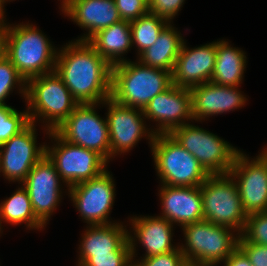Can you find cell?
Returning a JSON list of instances; mask_svg holds the SVG:
<instances>
[{"label": "cell", "mask_w": 267, "mask_h": 266, "mask_svg": "<svg viewBox=\"0 0 267 266\" xmlns=\"http://www.w3.org/2000/svg\"><path fill=\"white\" fill-rule=\"evenodd\" d=\"M131 221L135 237L146 248L144 258L177 249L171 244L173 225L166 218L135 217Z\"/></svg>", "instance_id": "7402d4cb"}, {"label": "cell", "mask_w": 267, "mask_h": 266, "mask_svg": "<svg viewBox=\"0 0 267 266\" xmlns=\"http://www.w3.org/2000/svg\"><path fill=\"white\" fill-rule=\"evenodd\" d=\"M170 135L209 175L229 174L240 152L217 135L188 123L174 129Z\"/></svg>", "instance_id": "ba28073f"}, {"label": "cell", "mask_w": 267, "mask_h": 266, "mask_svg": "<svg viewBox=\"0 0 267 266\" xmlns=\"http://www.w3.org/2000/svg\"><path fill=\"white\" fill-rule=\"evenodd\" d=\"M266 156H267V148L266 150L264 149V151H262Z\"/></svg>", "instance_id": "ab89813d"}, {"label": "cell", "mask_w": 267, "mask_h": 266, "mask_svg": "<svg viewBox=\"0 0 267 266\" xmlns=\"http://www.w3.org/2000/svg\"><path fill=\"white\" fill-rule=\"evenodd\" d=\"M104 104L109 106L107 123L110 137V158L119 152H127L147 132L143 110L127 107L115 102L112 98L106 99ZM136 109V110H135ZM138 111V112H137Z\"/></svg>", "instance_id": "e0dca14e"}, {"label": "cell", "mask_w": 267, "mask_h": 266, "mask_svg": "<svg viewBox=\"0 0 267 266\" xmlns=\"http://www.w3.org/2000/svg\"><path fill=\"white\" fill-rule=\"evenodd\" d=\"M188 49L184 42L171 76L173 85L190 89L211 80L216 61V42Z\"/></svg>", "instance_id": "ac0fdd59"}, {"label": "cell", "mask_w": 267, "mask_h": 266, "mask_svg": "<svg viewBox=\"0 0 267 266\" xmlns=\"http://www.w3.org/2000/svg\"><path fill=\"white\" fill-rule=\"evenodd\" d=\"M186 247L180 246L188 265L214 266L224 261L237 247L239 237L231 228L199 221L183 226Z\"/></svg>", "instance_id": "8992f818"}, {"label": "cell", "mask_w": 267, "mask_h": 266, "mask_svg": "<svg viewBox=\"0 0 267 266\" xmlns=\"http://www.w3.org/2000/svg\"><path fill=\"white\" fill-rule=\"evenodd\" d=\"M16 83H18L19 86H22L20 88V90L22 89L20 92L23 93L24 97L26 98L25 85L27 82L18 73L12 62L5 56L0 59V106L6 105L4 100L7 98L13 87H15L14 85Z\"/></svg>", "instance_id": "f546056e"}, {"label": "cell", "mask_w": 267, "mask_h": 266, "mask_svg": "<svg viewBox=\"0 0 267 266\" xmlns=\"http://www.w3.org/2000/svg\"><path fill=\"white\" fill-rule=\"evenodd\" d=\"M183 43V37L168 23L155 43L140 54L139 61L146 66L172 73Z\"/></svg>", "instance_id": "cb8c5ba5"}, {"label": "cell", "mask_w": 267, "mask_h": 266, "mask_svg": "<svg viewBox=\"0 0 267 266\" xmlns=\"http://www.w3.org/2000/svg\"><path fill=\"white\" fill-rule=\"evenodd\" d=\"M28 110L17 112L8 105L0 106V146L30 124Z\"/></svg>", "instance_id": "83f0119b"}, {"label": "cell", "mask_w": 267, "mask_h": 266, "mask_svg": "<svg viewBox=\"0 0 267 266\" xmlns=\"http://www.w3.org/2000/svg\"><path fill=\"white\" fill-rule=\"evenodd\" d=\"M3 6V0H0V14L4 15Z\"/></svg>", "instance_id": "74e56055"}, {"label": "cell", "mask_w": 267, "mask_h": 266, "mask_svg": "<svg viewBox=\"0 0 267 266\" xmlns=\"http://www.w3.org/2000/svg\"><path fill=\"white\" fill-rule=\"evenodd\" d=\"M56 56L57 51L48 38L33 25H8L6 57L26 82L54 72Z\"/></svg>", "instance_id": "3957f363"}, {"label": "cell", "mask_w": 267, "mask_h": 266, "mask_svg": "<svg viewBox=\"0 0 267 266\" xmlns=\"http://www.w3.org/2000/svg\"><path fill=\"white\" fill-rule=\"evenodd\" d=\"M172 85L171 72L125 60L112 66L111 96L127 107L144 109Z\"/></svg>", "instance_id": "7a4b0ae2"}, {"label": "cell", "mask_w": 267, "mask_h": 266, "mask_svg": "<svg viewBox=\"0 0 267 266\" xmlns=\"http://www.w3.org/2000/svg\"><path fill=\"white\" fill-rule=\"evenodd\" d=\"M2 220L11 224L25 222L28 228L44 227L34 214L28 192L23 186L0 204V229Z\"/></svg>", "instance_id": "484cf974"}, {"label": "cell", "mask_w": 267, "mask_h": 266, "mask_svg": "<svg viewBox=\"0 0 267 266\" xmlns=\"http://www.w3.org/2000/svg\"><path fill=\"white\" fill-rule=\"evenodd\" d=\"M239 152L229 171L238 187L247 215L267 211V156L260 153L254 160ZM236 178L238 179L236 181Z\"/></svg>", "instance_id": "8fae6325"}, {"label": "cell", "mask_w": 267, "mask_h": 266, "mask_svg": "<svg viewBox=\"0 0 267 266\" xmlns=\"http://www.w3.org/2000/svg\"><path fill=\"white\" fill-rule=\"evenodd\" d=\"M122 20L133 21L149 12L148 0H114Z\"/></svg>", "instance_id": "1f68e13d"}, {"label": "cell", "mask_w": 267, "mask_h": 266, "mask_svg": "<svg viewBox=\"0 0 267 266\" xmlns=\"http://www.w3.org/2000/svg\"><path fill=\"white\" fill-rule=\"evenodd\" d=\"M168 24L163 18L148 12L130 22L132 44H136L140 55L157 40L162 29Z\"/></svg>", "instance_id": "4316f807"}, {"label": "cell", "mask_w": 267, "mask_h": 266, "mask_svg": "<svg viewBox=\"0 0 267 266\" xmlns=\"http://www.w3.org/2000/svg\"><path fill=\"white\" fill-rule=\"evenodd\" d=\"M57 141L55 147L46 146V155L54 163L61 180L69 187L98 177L108 163L97 152L63 140L55 131H49Z\"/></svg>", "instance_id": "9c48e42d"}, {"label": "cell", "mask_w": 267, "mask_h": 266, "mask_svg": "<svg viewBox=\"0 0 267 266\" xmlns=\"http://www.w3.org/2000/svg\"><path fill=\"white\" fill-rule=\"evenodd\" d=\"M87 42L111 66L122 63L125 60L121 58V55L132 46L130 22L120 20L98 31Z\"/></svg>", "instance_id": "603a6c76"}, {"label": "cell", "mask_w": 267, "mask_h": 266, "mask_svg": "<svg viewBox=\"0 0 267 266\" xmlns=\"http://www.w3.org/2000/svg\"><path fill=\"white\" fill-rule=\"evenodd\" d=\"M237 86L218 85L211 81L190 88L194 120L237 109L245 104L246 98Z\"/></svg>", "instance_id": "d6986e66"}, {"label": "cell", "mask_w": 267, "mask_h": 266, "mask_svg": "<svg viewBox=\"0 0 267 266\" xmlns=\"http://www.w3.org/2000/svg\"><path fill=\"white\" fill-rule=\"evenodd\" d=\"M238 242L267 246V211L249 214Z\"/></svg>", "instance_id": "f1b7e54d"}, {"label": "cell", "mask_w": 267, "mask_h": 266, "mask_svg": "<svg viewBox=\"0 0 267 266\" xmlns=\"http://www.w3.org/2000/svg\"><path fill=\"white\" fill-rule=\"evenodd\" d=\"M68 1H69V0H63V1H62V3H63L62 6H64Z\"/></svg>", "instance_id": "f35d334b"}, {"label": "cell", "mask_w": 267, "mask_h": 266, "mask_svg": "<svg viewBox=\"0 0 267 266\" xmlns=\"http://www.w3.org/2000/svg\"><path fill=\"white\" fill-rule=\"evenodd\" d=\"M238 247L249 258L252 266H267V246L253 242H238Z\"/></svg>", "instance_id": "e575fe53"}, {"label": "cell", "mask_w": 267, "mask_h": 266, "mask_svg": "<svg viewBox=\"0 0 267 266\" xmlns=\"http://www.w3.org/2000/svg\"><path fill=\"white\" fill-rule=\"evenodd\" d=\"M134 263V266H187L188 263L181 252L180 247L172 252L153 255L143 258L141 262Z\"/></svg>", "instance_id": "4dcf8cb0"}, {"label": "cell", "mask_w": 267, "mask_h": 266, "mask_svg": "<svg viewBox=\"0 0 267 266\" xmlns=\"http://www.w3.org/2000/svg\"><path fill=\"white\" fill-rule=\"evenodd\" d=\"M225 266H252L246 254L237 247L225 260Z\"/></svg>", "instance_id": "d590c367"}, {"label": "cell", "mask_w": 267, "mask_h": 266, "mask_svg": "<svg viewBox=\"0 0 267 266\" xmlns=\"http://www.w3.org/2000/svg\"><path fill=\"white\" fill-rule=\"evenodd\" d=\"M149 131L154 162L163 185L178 187L201 186L209 174L198 160L184 149L170 134Z\"/></svg>", "instance_id": "277c9868"}, {"label": "cell", "mask_w": 267, "mask_h": 266, "mask_svg": "<svg viewBox=\"0 0 267 266\" xmlns=\"http://www.w3.org/2000/svg\"><path fill=\"white\" fill-rule=\"evenodd\" d=\"M62 11L89 31L78 41H88L98 31L122 20L114 0H69L62 6Z\"/></svg>", "instance_id": "44dd1931"}, {"label": "cell", "mask_w": 267, "mask_h": 266, "mask_svg": "<svg viewBox=\"0 0 267 266\" xmlns=\"http://www.w3.org/2000/svg\"><path fill=\"white\" fill-rule=\"evenodd\" d=\"M96 104H79L55 130L68 143L93 150L107 162L110 159V137L107 119L94 110Z\"/></svg>", "instance_id": "30bf717a"}, {"label": "cell", "mask_w": 267, "mask_h": 266, "mask_svg": "<svg viewBox=\"0 0 267 266\" xmlns=\"http://www.w3.org/2000/svg\"><path fill=\"white\" fill-rule=\"evenodd\" d=\"M124 228L119 223L90 225L82 236L78 265L95 255H132L133 260L135 240Z\"/></svg>", "instance_id": "2e32d148"}, {"label": "cell", "mask_w": 267, "mask_h": 266, "mask_svg": "<svg viewBox=\"0 0 267 266\" xmlns=\"http://www.w3.org/2000/svg\"><path fill=\"white\" fill-rule=\"evenodd\" d=\"M132 255H95L81 266H132Z\"/></svg>", "instance_id": "836d02e7"}, {"label": "cell", "mask_w": 267, "mask_h": 266, "mask_svg": "<svg viewBox=\"0 0 267 266\" xmlns=\"http://www.w3.org/2000/svg\"><path fill=\"white\" fill-rule=\"evenodd\" d=\"M60 175L54 163L44 155L22 182L36 217L45 225L60 200Z\"/></svg>", "instance_id": "5bb4252c"}, {"label": "cell", "mask_w": 267, "mask_h": 266, "mask_svg": "<svg viewBox=\"0 0 267 266\" xmlns=\"http://www.w3.org/2000/svg\"><path fill=\"white\" fill-rule=\"evenodd\" d=\"M163 218L180 223L181 227L203 220L201 186L178 187L163 185L160 190Z\"/></svg>", "instance_id": "ffe728a7"}, {"label": "cell", "mask_w": 267, "mask_h": 266, "mask_svg": "<svg viewBox=\"0 0 267 266\" xmlns=\"http://www.w3.org/2000/svg\"><path fill=\"white\" fill-rule=\"evenodd\" d=\"M34 123L0 146L1 172L9 181L23 182L33 166L46 155V146H36Z\"/></svg>", "instance_id": "4fadbf2b"}, {"label": "cell", "mask_w": 267, "mask_h": 266, "mask_svg": "<svg viewBox=\"0 0 267 266\" xmlns=\"http://www.w3.org/2000/svg\"><path fill=\"white\" fill-rule=\"evenodd\" d=\"M203 220L243 231L248 217L238 187L230 174L209 175L201 185Z\"/></svg>", "instance_id": "52a82bcc"}, {"label": "cell", "mask_w": 267, "mask_h": 266, "mask_svg": "<svg viewBox=\"0 0 267 266\" xmlns=\"http://www.w3.org/2000/svg\"><path fill=\"white\" fill-rule=\"evenodd\" d=\"M145 118L153 119L160 126L154 132L170 134L185 123L184 119H193L192 96L188 88L171 85L164 92L156 95L143 109Z\"/></svg>", "instance_id": "9a60e30c"}, {"label": "cell", "mask_w": 267, "mask_h": 266, "mask_svg": "<svg viewBox=\"0 0 267 266\" xmlns=\"http://www.w3.org/2000/svg\"><path fill=\"white\" fill-rule=\"evenodd\" d=\"M3 14H0V59L6 56V41L8 25L4 23Z\"/></svg>", "instance_id": "8d00e7d4"}, {"label": "cell", "mask_w": 267, "mask_h": 266, "mask_svg": "<svg viewBox=\"0 0 267 266\" xmlns=\"http://www.w3.org/2000/svg\"><path fill=\"white\" fill-rule=\"evenodd\" d=\"M246 64L244 52L232 48L227 41L216 42V61L211 82L224 86H237L243 79Z\"/></svg>", "instance_id": "d4e9b609"}, {"label": "cell", "mask_w": 267, "mask_h": 266, "mask_svg": "<svg viewBox=\"0 0 267 266\" xmlns=\"http://www.w3.org/2000/svg\"><path fill=\"white\" fill-rule=\"evenodd\" d=\"M26 85L30 122L34 123L38 115L48 120V132L55 131L79 105L55 71L33 77Z\"/></svg>", "instance_id": "5b68a950"}, {"label": "cell", "mask_w": 267, "mask_h": 266, "mask_svg": "<svg viewBox=\"0 0 267 266\" xmlns=\"http://www.w3.org/2000/svg\"><path fill=\"white\" fill-rule=\"evenodd\" d=\"M185 0H148L149 12L165 19L170 23L171 19L181 9Z\"/></svg>", "instance_id": "d6a6232c"}, {"label": "cell", "mask_w": 267, "mask_h": 266, "mask_svg": "<svg viewBox=\"0 0 267 266\" xmlns=\"http://www.w3.org/2000/svg\"><path fill=\"white\" fill-rule=\"evenodd\" d=\"M68 190L80 215L88 224H110L107 218L115 199L110 172L105 170L98 177L75 184Z\"/></svg>", "instance_id": "7c38bea8"}, {"label": "cell", "mask_w": 267, "mask_h": 266, "mask_svg": "<svg viewBox=\"0 0 267 266\" xmlns=\"http://www.w3.org/2000/svg\"><path fill=\"white\" fill-rule=\"evenodd\" d=\"M76 41L57 52L54 71L79 104L98 105L111 96L112 66L87 41Z\"/></svg>", "instance_id": "6da1fadb"}]
</instances>
